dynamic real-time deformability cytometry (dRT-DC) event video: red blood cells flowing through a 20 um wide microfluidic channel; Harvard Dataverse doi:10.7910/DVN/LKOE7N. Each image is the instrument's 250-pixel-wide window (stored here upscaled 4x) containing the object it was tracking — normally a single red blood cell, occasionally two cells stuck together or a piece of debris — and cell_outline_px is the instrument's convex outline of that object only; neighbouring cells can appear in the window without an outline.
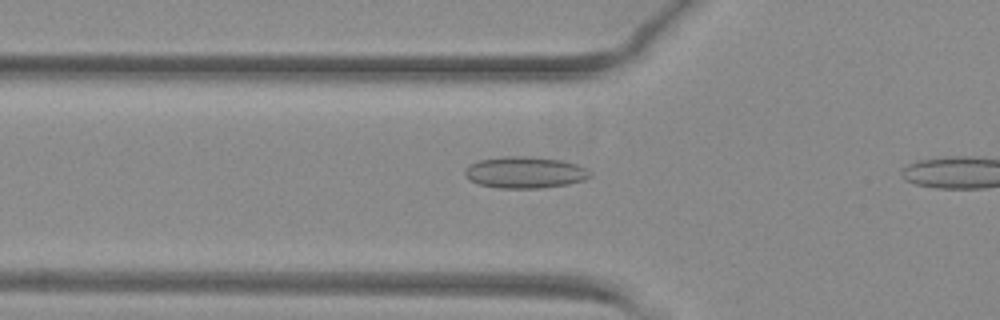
{"species": "common noctule bat (a hibernating species)", "species_latin": "Nyctalus noctula", "temperature_condition": "warm", "stored_images_in_passage": 8, "camera_frame_rate_fps": 3000, "um_per_image_px": 0.085, "animal": {"sex": "female", "body_mass_g": 29.2, "forearm_length_mm": 56.3}, "frame": {"image": 1, "passage_image": 7, "time_ms": 2.0, "image_size_px": [1000, 320], "cell_outline_px": [[592, 176], [584, 180], [568, 184], [544, 188], [500, 188], [480, 184], [464, 176], [464, 168], [468, 164], [480, 160], [500, 156], [524, 156], [560, 160], [576, 164], [588, 168], [592, 172]], "centroid_in_image_um": [44.63, 14.65], "position_along_channel_um": 81.2, "area_um2": 23.18}}